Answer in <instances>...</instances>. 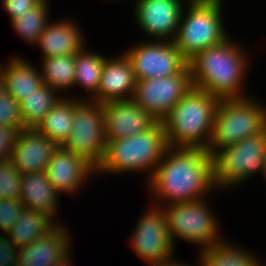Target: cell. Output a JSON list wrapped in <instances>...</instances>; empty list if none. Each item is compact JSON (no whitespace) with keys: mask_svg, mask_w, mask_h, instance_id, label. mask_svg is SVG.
<instances>
[{"mask_svg":"<svg viewBox=\"0 0 266 266\" xmlns=\"http://www.w3.org/2000/svg\"><path fill=\"white\" fill-rule=\"evenodd\" d=\"M145 183L158 207L209 197L216 189L212 155L202 148L169 147Z\"/></svg>","mask_w":266,"mask_h":266,"instance_id":"6da1fadb","label":"cell"},{"mask_svg":"<svg viewBox=\"0 0 266 266\" xmlns=\"http://www.w3.org/2000/svg\"><path fill=\"white\" fill-rule=\"evenodd\" d=\"M249 56L247 49L231 36L221 44L197 53L188 61L193 87L218 99L250 97L244 89L252 65Z\"/></svg>","mask_w":266,"mask_h":266,"instance_id":"7a4b0ae2","label":"cell"},{"mask_svg":"<svg viewBox=\"0 0 266 266\" xmlns=\"http://www.w3.org/2000/svg\"><path fill=\"white\" fill-rule=\"evenodd\" d=\"M168 148L163 123L157 122L138 134L106 142L103 162L96 169V176L141 172L148 181Z\"/></svg>","mask_w":266,"mask_h":266,"instance_id":"3957f363","label":"cell"},{"mask_svg":"<svg viewBox=\"0 0 266 266\" xmlns=\"http://www.w3.org/2000/svg\"><path fill=\"white\" fill-rule=\"evenodd\" d=\"M219 102L192 87L162 121L169 147L207 149Z\"/></svg>","mask_w":266,"mask_h":266,"instance_id":"277c9868","label":"cell"},{"mask_svg":"<svg viewBox=\"0 0 266 266\" xmlns=\"http://www.w3.org/2000/svg\"><path fill=\"white\" fill-rule=\"evenodd\" d=\"M224 0H189L185 5L175 46L189 61L197 53L225 41L229 35L223 21Z\"/></svg>","mask_w":266,"mask_h":266,"instance_id":"5b68a950","label":"cell"},{"mask_svg":"<svg viewBox=\"0 0 266 266\" xmlns=\"http://www.w3.org/2000/svg\"><path fill=\"white\" fill-rule=\"evenodd\" d=\"M266 129L212 154L213 179L216 189L230 190L252 179L265 178ZM239 185V186H238ZM235 186V187H234Z\"/></svg>","mask_w":266,"mask_h":266,"instance_id":"8992f818","label":"cell"},{"mask_svg":"<svg viewBox=\"0 0 266 266\" xmlns=\"http://www.w3.org/2000/svg\"><path fill=\"white\" fill-rule=\"evenodd\" d=\"M256 100L252 96L220 99L206 149L211 155L266 129V104Z\"/></svg>","mask_w":266,"mask_h":266,"instance_id":"52a82bcc","label":"cell"},{"mask_svg":"<svg viewBox=\"0 0 266 266\" xmlns=\"http://www.w3.org/2000/svg\"><path fill=\"white\" fill-rule=\"evenodd\" d=\"M209 197L196 201L169 204L161 207L172 242L177 239L200 247L198 251L215 246L224 240L220 220L207 201Z\"/></svg>","mask_w":266,"mask_h":266,"instance_id":"ba28073f","label":"cell"},{"mask_svg":"<svg viewBox=\"0 0 266 266\" xmlns=\"http://www.w3.org/2000/svg\"><path fill=\"white\" fill-rule=\"evenodd\" d=\"M97 169L103 162L106 139L102 104L80 100L75 105L71 134L63 145Z\"/></svg>","mask_w":266,"mask_h":266,"instance_id":"9c48e42d","label":"cell"},{"mask_svg":"<svg viewBox=\"0 0 266 266\" xmlns=\"http://www.w3.org/2000/svg\"><path fill=\"white\" fill-rule=\"evenodd\" d=\"M193 87L190 68L163 78L138 80L132 100L155 120L162 122Z\"/></svg>","mask_w":266,"mask_h":266,"instance_id":"30bf717a","label":"cell"},{"mask_svg":"<svg viewBox=\"0 0 266 266\" xmlns=\"http://www.w3.org/2000/svg\"><path fill=\"white\" fill-rule=\"evenodd\" d=\"M148 205L130 235L129 245L138 258L153 266L172 259L177 246L171 240L162 208Z\"/></svg>","mask_w":266,"mask_h":266,"instance_id":"8fae6325","label":"cell"},{"mask_svg":"<svg viewBox=\"0 0 266 266\" xmlns=\"http://www.w3.org/2000/svg\"><path fill=\"white\" fill-rule=\"evenodd\" d=\"M139 43L123 51L130 59L136 81L178 74L188 65L174 41L145 40Z\"/></svg>","mask_w":266,"mask_h":266,"instance_id":"7c38bea8","label":"cell"},{"mask_svg":"<svg viewBox=\"0 0 266 266\" xmlns=\"http://www.w3.org/2000/svg\"><path fill=\"white\" fill-rule=\"evenodd\" d=\"M189 0H135L132 18L149 40L174 41ZM134 14V15H133Z\"/></svg>","mask_w":266,"mask_h":266,"instance_id":"4fadbf2b","label":"cell"},{"mask_svg":"<svg viewBox=\"0 0 266 266\" xmlns=\"http://www.w3.org/2000/svg\"><path fill=\"white\" fill-rule=\"evenodd\" d=\"M45 172L55 189L68 196L81 194L80 191L87 185L88 179L96 175L93 166L64 146L55 148Z\"/></svg>","mask_w":266,"mask_h":266,"instance_id":"5bb4252c","label":"cell"},{"mask_svg":"<svg viewBox=\"0 0 266 266\" xmlns=\"http://www.w3.org/2000/svg\"><path fill=\"white\" fill-rule=\"evenodd\" d=\"M102 107L106 142L138 134L158 122L132 99L106 102Z\"/></svg>","mask_w":266,"mask_h":266,"instance_id":"9a60e30c","label":"cell"},{"mask_svg":"<svg viewBox=\"0 0 266 266\" xmlns=\"http://www.w3.org/2000/svg\"><path fill=\"white\" fill-rule=\"evenodd\" d=\"M136 82L130 59L122 51L105 59L97 94L91 100L104 104L132 99Z\"/></svg>","mask_w":266,"mask_h":266,"instance_id":"2e32d148","label":"cell"},{"mask_svg":"<svg viewBox=\"0 0 266 266\" xmlns=\"http://www.w3.org/2000/svg\"><path fill=\"white\" fill-rule=\"evenodd\" d=\"M63 225L58 224L43 237L20 248L17 266H54L66 258L73 247L71 233Z\"/></svg>","mask_w":266,"mask_h":266,"instance_id":"e0dca14e","label":"cell"},{"mask_svg":"<svg viewBox=\"0 0 266 266\" xmlns=\"http://www.w3.org/2000/svg\"><path fill=\"white\" fill-rule=\"evenodd\" d=\"M57 145L35 128H24L19 132L10 161L23 175L45 171Z\"/></svg>","mask_w":266,"mask_h":266,"instance_id":"ac0fdd59","label":"cell"},{"mask_svg":"<svg viewBox=\"0 0 266 266\" xmlns=\"http://www.w3.org/2000/svg\"><path fill=\"white\" fill-rule=\"evenodd\" d=\"M67 18L49 21L45 26L35 45L41 50V59L76 54L85 46L82 29L76 21Z\"/></svg>","mask_w":266,"mask_h":266,"instance_id":"d6986e66","label":"cell"},{"mask_svg":"<svg viewBox=\"0 0 266 266\" xmlns=\"http://www.w3.org/2000/svg\"><path fill=\"white\" fill-rule=\"evenodd\" d=\"M59 196L62 195L49 181L45 171L22 175L20 201L25 209L44 213L54 220L60 208Z\"/></svg>","mask_w":266,"mask_h":266,"instance_id":"ffe728a7","label":"cell"},{"mask_svg":"<svg viewBox=\"0 0 266 266\" xmlns=\"http://www.w3.org/2000/svg\"><path fill=\"white\" fill-rule=\"evenodd\" d=\"M39 69V70H38ZM23 57L12 56L3 66L1 84L18 102L34 92L42 83L40 68Z\"/></svg>","mask_w":266,"mask_h":266,"instance_id":"44dd1931","label":"cell"},{"mask_svg":"<svg viewBox=\"0 0 266 266\" xmlns=\"http://www.w3.org/2000/svg\"><path fill=\"white\" fill-rule=\"evenodd\" d=\"M68 95L62 97L35 127L57 146H63L70 137L75 105L81 100L80 96Z\"/></svg>","mask_w":266,"mask_h":266,"instance_id":"7402d4cb","label":"cell"},{"mask_svg":"<svg viewBox=\"0 0 266 266\" xmlns=\"http://www.w3.org/2000/svg\"><path fill=\"white\" fill-rule=\"evenodd\" d=\"M198 256L200 266H261V258L254 252L226 239L199 251Z\"/></svg>","mask_w":266,"mask_h":266,"instance_id":"603a6c76","label":"cell"},{"mask_svg":"<svg viewBox=\"0 0 266 266\" xmlns=\"http://www.w3.org/2000/svg\"><path fill=\"white\" fill-rule=\"evenodd\" d=\"M58 221V219L54 221L44 213L24 208L7 235L12 243L20 249L49 233L60 224Z\"/></svg>","mask_w":266,"mask_h":266,"instance_id":"cb8c5ba5","label":"cell"},{"mask_svg":"<svg viewBox=\"0 0 266 266\" xmlns=\"http://www.w3.org/2000/svg\"><path fill=\"white\" fill-rule=\"evenodd\" d=\"M89 50V51H88ZM107 55L92 52L84 46L75 54V80L74 88L83 89L88 95L80 98L81 100H91L98 91L101 72ZM88 96V97H87Z\"/></svg>","mask_w":266,"mask_h":266,"instance_id":"d4e9b609","label":"cell"},{"mask_svg":"<svg viewBox=\"0 0 266 266\" xmlns=\"http://www.w3.org/2000/svg\"><path fill=\"white\" fill-rule=\"evenodd\" d=\"M39 65L42 83L61 93L62 97H68L66 90L74 88L75 54L45 58Z\"/></svg>","mask_w":266,"mask_h":266,"instance_id":"484cf974","label":"cell"},{"mask_svg":"<svg viewBox=\"0 0 266 266\" xmlns=\"http://www.w3.org/2000/svg\"><path fill=\"white\" fill-rule=\"evenodd\" d=\"M61 98L60 93L46 84L24 97L19 102L24 128H35Z\"/></svg>","mask_w":266,"mask_h":266,"instance_id":"4316f807","label":"cell"},{"mask_svg":"<svg viewBox=\"0 0 266 266\" xmlns=\"http://www.w3.org/2000/svg\"><path fill=\"white\" fill-rule=\"evenodd\" d=\"M49 0H43L38 6L12 19L10 22L12 30L17 36L25 40L30 46L36 45L45 26L51 20L49 17Z\"/></svg>","mask_w":266,"mask_h":266,"instance_id":"83f0119b","label":"cell"},{"mask_svg":"<svg viewBox=\"0 0 266 266\" xmlns=\"http://www.w3.org/2000/svg\"><path fill=\"white\" fill-rule=\"evenodd\" d=\"M21 178L10 160L0 161V198L20 200Z\"/></svg>","mask_w":266,"mask_h":266,"instance_id":"f1b7e54d","label":"cell"},{"mask_svg":"<svg viewBox=\"0 0 266 266\" xmlns=\"http://www.w3.org/2000/svg\"><path fill=\"white\" fill-rule=\"evenodd\" d=\"M0 125L20 131L24 129L19 102L7 92L2 84H0Z\"/></svg>","mask_w":266,"mask_h":266,"instance_id":"f546056e","label":"cell"},{"mask_svg":"<svg viewBox=\"0 0 266 266\" xmlns=\"http://www.w3.org/2000/svg\"><path fill=\"white\" fill-rule=\"evenodd\" d=\"M24 208L20 200L0 198L1 233L6 234L13 227Z\"/></svg>","mask_w":266,"mask_h":266,"instance_id":"4dcf8cb0","label":"cell"},{"mask_svg":"<svg viewBox=\"0 0 266 266\" xmlns=\"http://www.w3.org/2000/svg\"><path fill=\"white\" fill-rule=\"evenodd\" d=\"M43 0H1L2 7L9 20L19 18L20 15L38 6Z\"/></svg>","mask_w":266,"mask_h":266,"instance_id":"1f68e13d","label":"cell"},{"mask_svg":"<svg viewBox=\"0 0 266 266\" xmlns=\"http://www.w3.org/2000/svg\"><path fill=\"white\" fill-rule=\"evenodd\" d=\"M20 130L0 125V161L10 159Z\"/></svg>","mask_w":266,"mask_h":266,"instance_id":"d6a6232c","label":"cell"},{"mask_svg":"<svg viewBox=\"0 0 266 266\" xmlns=\"http://www.w3.org/2000/svg\"><path fill=\"white\" fill-rule=\"evenodd\" d=\"M19 249L9 236L0 232V266H17Z\"/></svg>","mask_w":266,"mask_h":266,"instance_id":"836d02e7","label":"cell"},{"mask_svg":"<svg viewBox=\"0 0 266 266\" xmlns=\"http://www.w3.org/2000/svg\"><path fill=\"white\" fill-rule=\"evenodd\" d=\"M197 259H198L197 260L198 265H196V266H200L199 257ZM153 266H192V265L188 264L187 262H184V261H178L175 257H173L172 259H170L168 261H165L163 263L153 265ZM193 266H195L194 263H193Z\"/></svg>","mask_w":266,"mask_h":266,"instance_id":"e575fe53","label":"cell"},{"mask_svg":"<svg viewBox=\"0 0 266 266\" xmlns=\"http://www.w3.org/2000/svg\"><path fill=\"white\" fill-rule=\"evenodd\" d=\"M70 256H71V253L66 258H64L62 261H60L54 266H72L73 260L71 259L72 257Z\"/></svg>","mask_w":266,"mask_h":266,"instance_id":"d590c367","label":"cell"},{"mask_svg":"<svg viewBox=\"0 0 266 266\" xmlns=\"http://www.w3.org/2000/svg\"><path fill=\"white\" fill-rule=\"evenodd\" d=\"M4 64L0 62V84H1V79H2V70H3Z\"/></svg>","mask_w":266,"mask_h":266,"instance_id":"8d00e7d4","label":"cell"},{"mask_svg":"<svg viewBox=\"0 0 266 266\" xmlns=\"http://www.w3.org/2000/svg\"><path fill=\"white\" fill-rule=\"evenodd\" d=\"M264 180L266 181V151H265V178Z\"/></svg>","mask_w":266,"mask_h":266,"instance_id":"74e56055","label":"cell"},{"mask_svg":"<svg viewBox=\"0 0 266 266\" xmlns=\"http://www.w3.org/2000/svg\"><path fill=\"white\" fill-rule=\"evenodd\" d=\"M263 260H261V266H266V263L263 261Z\"/></svg>","mask_w":266,"mask_h":266,"instance_id":"f35d334b","label":"cell"}]
</instances>
